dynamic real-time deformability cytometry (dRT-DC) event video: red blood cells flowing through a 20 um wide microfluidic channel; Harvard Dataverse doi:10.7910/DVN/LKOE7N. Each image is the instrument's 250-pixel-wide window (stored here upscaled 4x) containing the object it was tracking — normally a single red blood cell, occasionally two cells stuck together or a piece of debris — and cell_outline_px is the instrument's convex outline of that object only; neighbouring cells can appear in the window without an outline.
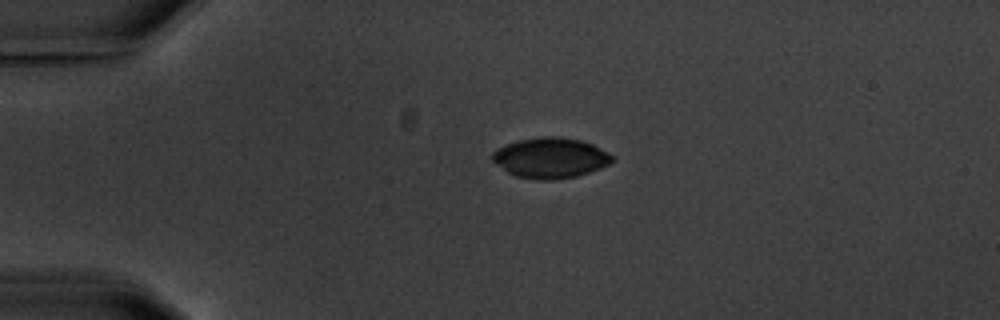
{"species": "common noctule bat (a hibernating species)", "species_latin": "Nyctalus noctula", "temperature_condition": "warm", "stored_images_in_passage": 4, "camera_frame_rate_fps": 3000, "um_per_image_px": 0.085, "animal": {"sex": "male", "body_mass_g": 20.1, "forearm_length_mm": 53.5}, "frame": {"image": 1, "passage_image": 3, "time_ms": 3.333, "image_size_px": [1000, 320], "cell_outline_px": [[612, 160], [608, 164], [600, 168], [576, 176], [552, 180], [536, 180], [516, 176], [508, 172], [496, 164], [492, 160], [492, 152], [504, 144], [520, 140], [544, 136], [560, 136], [584, 140], [608, 152], [612, 156]], "centroid_in_image_um": [46.77, 13.41], "position_along_channel_um": 38.2, "area_um2": 28.21}}